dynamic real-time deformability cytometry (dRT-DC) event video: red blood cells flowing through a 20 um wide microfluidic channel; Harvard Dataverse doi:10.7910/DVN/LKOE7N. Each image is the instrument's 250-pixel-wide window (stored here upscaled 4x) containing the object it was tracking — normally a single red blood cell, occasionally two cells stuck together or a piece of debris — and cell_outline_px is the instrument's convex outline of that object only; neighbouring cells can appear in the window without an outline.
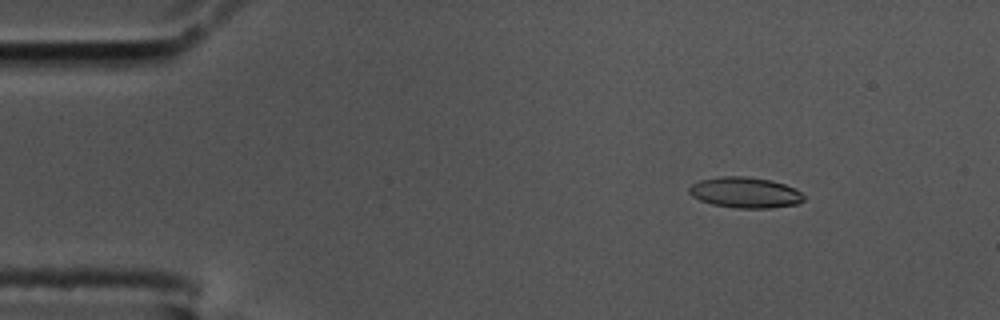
{"species": "common noctule bat (a hibernating species)", "species_latin": "Nyctalus noctula", "temperature_condition": "cold", "stored_images_in_passage": 58, "camera_frame_rate_fps": 3000, "um_per_image_px": 0.085, "animal": {"sex": "male", "body_mass_g": 17.5, "forearm_length_mm": 52.3}, "frame": {"image": 1, "passage_image": 8, "time_ms": 2.333, "image_size_px": [1000, 320], "cell_outline_px": [[804, 200], [800, 204], [772, 208], [736, 208], [712, 204], [700, 200], [692, 196], [688, 192], [688, 188], [692, 184], [700, 180], [720, 176], [744, 176], [772, 180], [796, 188], [804, 196]], "centroid_in_image_um": [63.36, 16.37], "position_along_channel_um": 21.6, "area_um2": 20.75}}
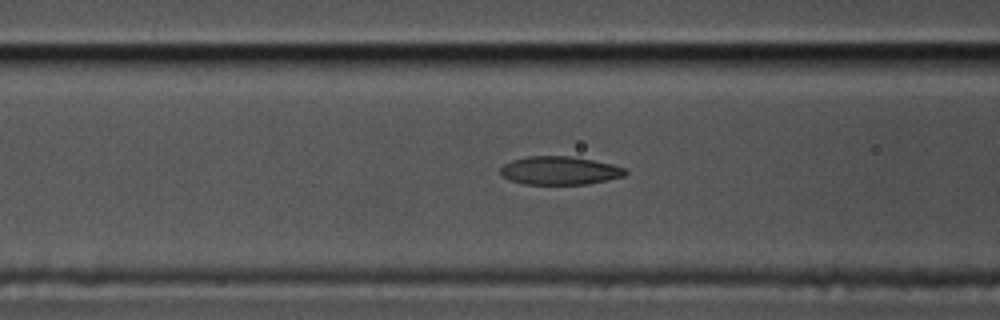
{"frame": {"image": 2, "passage_image": 23, "time_ms": 7.333, "image_size_px": [1000, 320], "cell_outline_px": [[628, 172], [624, 176], [608, 180], [588, 184], [524, 184], [508, 180], [500, 176], [500, 168], [504, 164], [512, 160], [528, 156], [568, 156], [592, 160], [612, 164], [628, 168]], "centroid_in_image_um": [47.57, 14.5], "position_along_channel_um": 119.0, "area_um2": 20.81}}
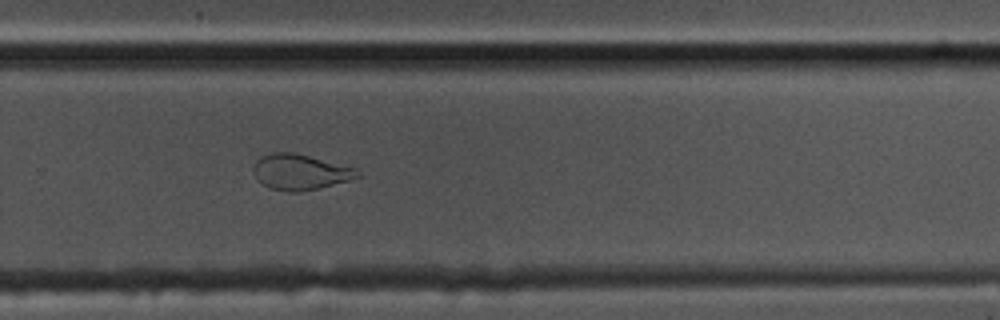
{"frame": {"image": 3, "passage_image": 39, "time_ms": 12.667, "image_size_px": [1000, 320], "cell_outline_px": [[360, 176], [348, 180], [320, 188], [296, 192], [288, 192], [268, 188], [260, 184], [256, 180], [252, 172], [252, 168], [256, 160], [260, 156], [272, 152], [292, 152], [356, 168], [360, 172]], "centroid_in_image_um": [25.43, 14.63], "position_along_channel_um": 304.4, "area_um2": 21.73}, "authors_computed_cell_mechanics": {"area_um2": 21.0681, "velocity_mm_per_s": 3.4768, "shape_relaxation_time_tau1_ms": 9.9908, "shape_relaxation_time_tau2_ms": 1.9635, "deformation_change_tau1": 0.3054, "deformation_change_tau2": 0.0661}}